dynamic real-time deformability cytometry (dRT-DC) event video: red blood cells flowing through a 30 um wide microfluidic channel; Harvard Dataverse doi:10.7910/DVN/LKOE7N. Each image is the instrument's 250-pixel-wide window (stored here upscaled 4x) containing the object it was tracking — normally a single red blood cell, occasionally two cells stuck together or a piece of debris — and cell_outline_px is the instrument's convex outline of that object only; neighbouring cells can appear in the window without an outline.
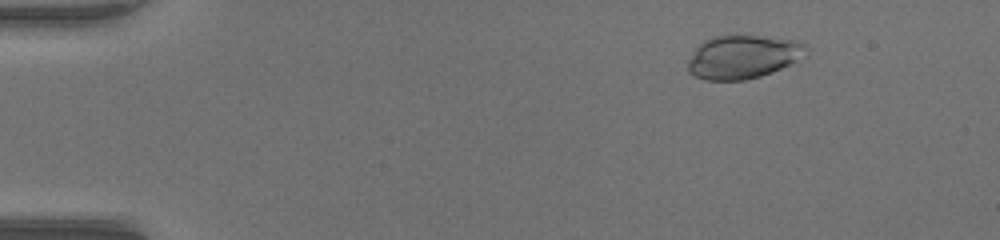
{"species": "common noctule bat (a hibernating species)", "species_latin": "Nyctalus noctula", "temperature_condition": "warm", "stored_images_in_passage": 51, "camera_frame_rate_fps": 3000, "um_per_image_px": 0.085, "animal": {"sex": "female", "body_mass_g": 17.0, "forearm_length_mm": 48.0}, "frame": {"image": 1, "passage_image": 7, "time_ms": 2.0, "image_size_px": [1000, 240], "cell_outline_px": [[808, 48], [796, 60], [772, 72], [760, 76], [744, 80], [704, 80], [688, 72], [688, 60], [696, 48], [704, 40], [712, 36], [756, 36], [796, 40], [804, 44]], "centroid_in_image_um": [63.09, 4.84], "position_along_channel_um": 21.9, "area_um2": 29.42}}
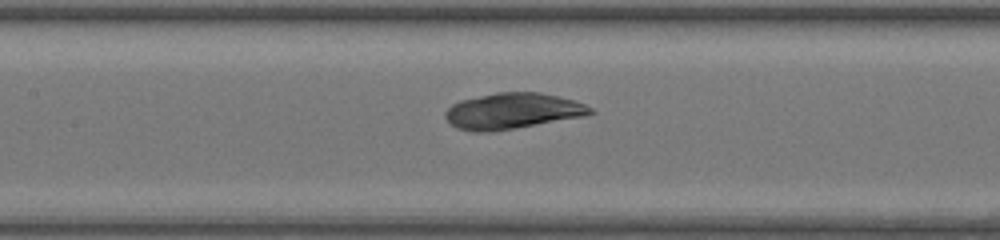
{"frame": {"image": 2, "passage_image": 25, "time_ms": 8.0, "image_size_px": [1000, 240], "cell_outline_px": [[596, 112], [584, 116], [516, 128], [492, 132], [476, 132], [456, 128], [444, 116], [444, 112], [452, 104], [460, 100], [496, 92], [540, 92], [572, 100], [584, 104], [592, 108]], "centroid_in_image_um": [43.54, 9.44], "position_along_channel_um": 163.9, "area_um2": 30.29}}
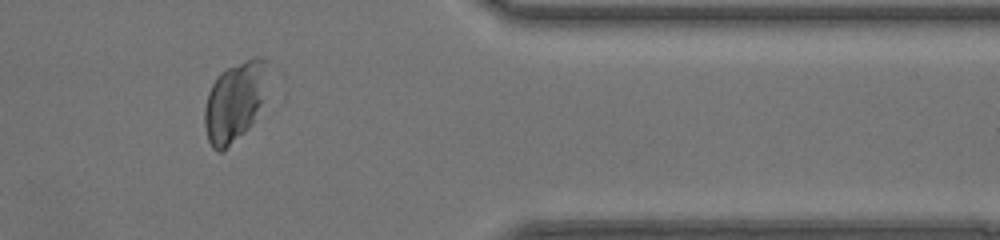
{"frame": {"image": 3, "passage_image": 43, "time_ms": 14.0, "image_size_px": [1000, 240], "cell_outline_px": [[268, 60], [264, 100], [252, 124], [244, 132], [220, 152], [216, 152], [212, 148], [208, 140], [204, 128], [204, 108], [208, 92], [216, 76], [220, 72], [252, 56], [260, 56]], "centroid_in_image_um": [19.94, 8.61], "position_along_channel_um": 391.5, "area_um2": 29.54}}